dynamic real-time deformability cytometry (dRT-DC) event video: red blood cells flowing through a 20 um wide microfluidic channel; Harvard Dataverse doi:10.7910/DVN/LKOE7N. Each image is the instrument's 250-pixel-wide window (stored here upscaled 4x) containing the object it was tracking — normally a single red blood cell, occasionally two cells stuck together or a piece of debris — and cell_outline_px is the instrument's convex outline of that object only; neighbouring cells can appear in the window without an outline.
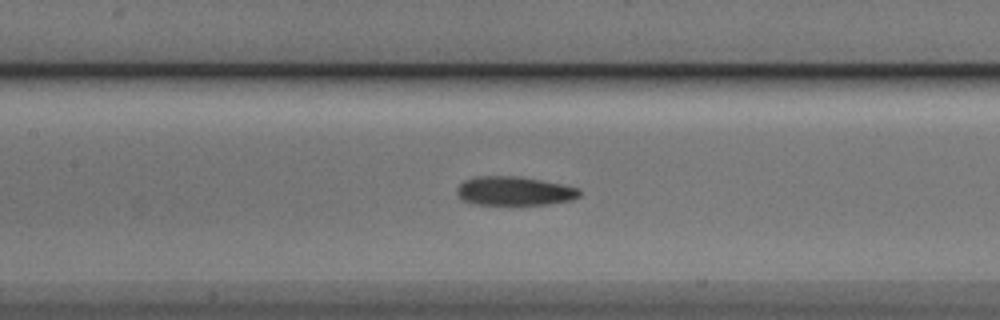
{"species": "Egyptian fruit bat (a non-hibernating species)", "species_latin": "Rousettus aegyptiacus", "temperature_condition": "cold", "stored_images_in_passage": 46, "camera_frame_rate_fps": 3000, "um_per_image_px": 0.085, "animal": {"sex": "male"}, "frame": {"image": 1, "passage_image": 17, "time_ms": 5.333, "image_size_px": [1000, 320], "cell_outline_px": [[580, 196], [572, 200], [548, 204], [472, 204], [460, 200], [456, 192], [456, 188], [464, 180], [472, 176], [520, 176], [580, 188]], "centroid_in_image_um": [43.67, 16.23], "position_along_channel_um": 163.7, "area_um2": 20.81}}
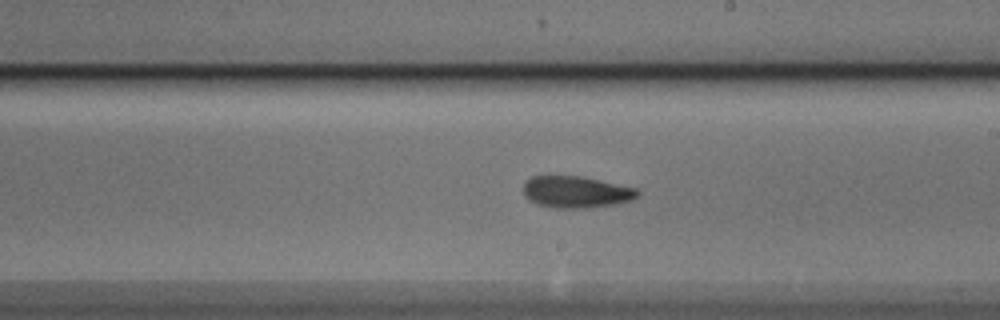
{"frame": {"image": 2, "passage_image": 23, "time_ms": 7.333, "image_size_px": [1000, 320], "cell_outline_px": [[640, 196], [632, 200], [620, 204], [584, 208], [556, 208], [536, 204], [528, 200], [524, 196], [524, 184], [532, 176], [580, 176], [636, 188], [640, 192]], "centroid_in_image_um": [48.99, 16.33], "position_along_channel_um": 240.0, "area_um2": 21.21}}
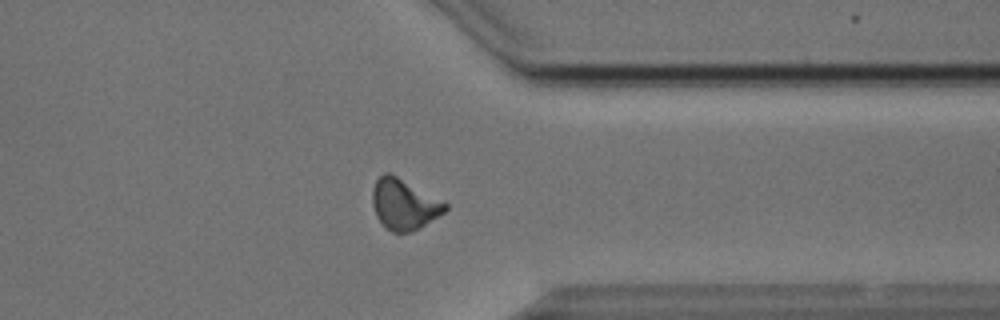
{"frame": {"image": 3, "passage_image": 34, "time_ms": 11.0, "image_size_px": [1000, 320], "cell_outline_px": [[448, 208], [444, 212], [420, 228], [412, 232], [392, 232], [384, 228], [376, 216], [372, 204], [372, 188], [376, 180], [384, 172], [388, 172], [396, 176], [448, 204]], "centroid_in_image_um": [34.31, 17.39], "position_along_channel_um": 377.1, "area_um2": 21.33}, "authors_computed_cell_mechanics": {"area_um2": 20.808, "velocity_mm_per_s": 3.8317, "shape_relaxation_time_tau1_ms": 5.9233, "shape_relaxation_time_tau2_ms": 3.6849, "deformation_change_tau1": 0.1504, "deformation_change_tau2": 0.1025}}